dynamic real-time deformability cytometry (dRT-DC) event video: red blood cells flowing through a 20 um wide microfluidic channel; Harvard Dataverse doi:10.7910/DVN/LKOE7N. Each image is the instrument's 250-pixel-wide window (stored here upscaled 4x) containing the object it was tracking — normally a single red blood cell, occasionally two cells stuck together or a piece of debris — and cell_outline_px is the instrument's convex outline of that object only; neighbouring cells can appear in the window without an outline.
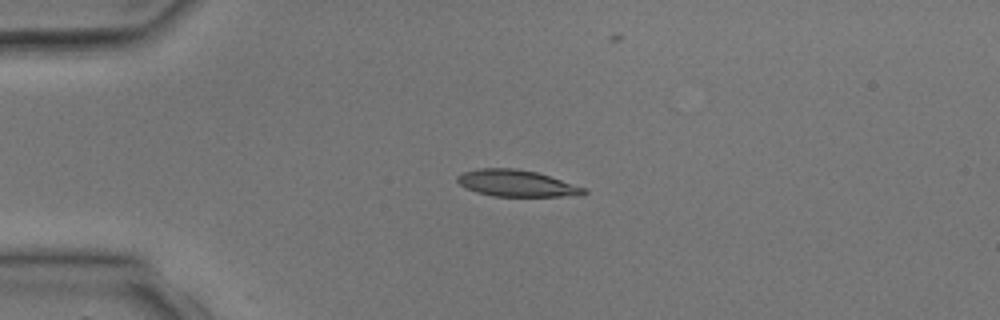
{"species": "common noctule bat (a hibernating species)", "species_latin": "Nyctalus noctula", "temperature_condition": "room temperature", "stored_images_in_passage": 5, "camera_frame_rate_fps": 3000, "um_per_image_px": 0.085, "animal": {"sex": "male", "body_mass_g": 17.9, "forearm_length_mm": 54.2}, "frame": {"image": 1, "passage_image": 4, "time_ms": 4.667, "image_size_px": [1000, 320], "cell_outline_px": [[588, 192], [584, 196], [492, 196], [476, 192], [460, 184], [456, 180], [456, 176], [464, 172], [480, 168], [516, 168], [536, 172], [588, 188]], "centroid_in_image_um": [43.97, 15.59], "position_along_channel_um": 41.0, "area_um2": 19.71}}
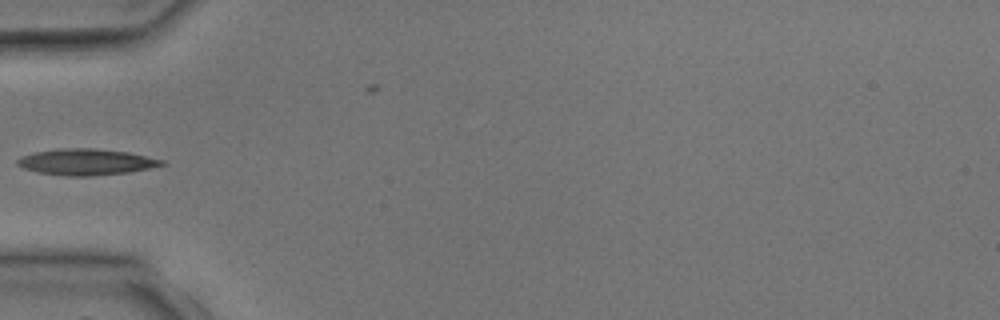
{"frame": {"image": 2, "passage_image": 5, "time_ms": 6.0, "image_size_px": [1000, 320], "cell_outline_px": [[168, 164], [128, 172], [88, 176], [68, 176], [40, 172], [24, 168], [16, 164], [16, 160], [20, 156], [36, 152], [60, 148], [96, 148], [128, 152], [164, 160]], "centroid_in_image_um": [7.33, 13.75], "position_along_channel_um": 77.7, "area_um2": 21.91}}